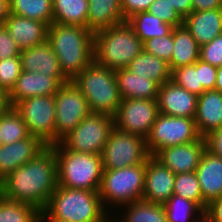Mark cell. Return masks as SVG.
I'll return each instance as SVG.
<instances>
[{"mask_svg":"<svg viewBox=\"0 0 222 222\" xmlns=\"http://www.w3.org/2000/svg\"><path fill=\"white\" fill-rule=\"evenodd\" d=\"M10 13L50 26L53 23L52 0H10Z\"/></svg>","mask_w":222,"mask_h":222,"instance_id":"f546056e","label":"cell"},{"mask_svg":"<svg viewBox=\"0 0 222 222\" xmlns=\"http://www.w3.org/2000/svg\"><path fill=\"white\" fill-rule=\"evenodd\" d=\"M147 11L173 27L183 25V18L173 6L170 5L168 0H155L151 3Z\"/></svg>","mask_w":222,"mask_h":222,"instance_id":"f35d334b","label":"cell"},{"mask_svg":"<svg viewBox=\"0 0 222 222\" xmlns=\"http://www.w3.org/2000/svg\"><path fill=\"white\" fill-rule=\"evenodd\" d=\"M173 194L195 202L203 210V197L196 172L176 174Z\"/></svg>","mask_w":222,"mask_h":222,"instance_id":"e575fe53","label":"cell"},{"mask_svg":"<svg viewBox=\"0 0 222 222\" xmlns=\"http://www.w3.org/2000/svg\"><path fill=\"white\" fill-rule=\"evenodd\" d=\"M92 113L115 116L121 103L115 71L93 61L73 80Z\"/></svg>","mask_w":222,"mask_h":222,"instance_id":"8992f818","label":"cell"},{"mask_svg":"<svg viewBox=\"0 0 222 222\" xmlns=\"http://www.w3.org/2000/svg\"><path fill=\"white\" fill-rule=\"evenodd\" d=\"M123 22L121 0H88L87 28L93 33Z\"/></svg>","mask_w":222,"mask_h":222,"instance_id":"d4e9b609","label":"cell"},{"mask_svg":"<svg viewBox=\"0 0 222 222\" xmlns=\"http://www.w3.org/2000/svg\"><path fill=\"white\" fill-rule=\"evenodd\" d=\"M2 145H3V141H2V139L0 137V146H2Z\"/></svg>","mask_w":222,"mask_h":222,"instance_id":"11a10c76","label":"cell"},{"mask_svg":"<svg viewBox=\"0 0 222 222\" xmlns=\"http://www.w3.org/2000/svg\"><path fill=\"white\" fill-rule=\"evenodd\" d=\"M126 22L143 43L154 37L167 36L174 28L148 11L135 13Z\"/></svg>","mask_w":222,"mask_h":222,"instance_id":"f1b7e54d","label":"cell"},{"mask_svg":"<svg viewBox=\"0 0 222 222\" xmlns=\"http://www.w3.org/2000/svg\"><path fill=\"white\" fill-rule=\"evenodd\" d=\"M198 96L171 80L158 88V112L175 117L194 118Z\"/></svg>","mask_w":222,"mask_h":222,"instance_id":"2e32d148","label":"cell"},{"mask_svg":"<svg viewBox=\"0 0 222 222\" xmlns=\"http://www.w3.org/2000/svg\"><path fill=\"white\" fill-rule=\"evenodd\" d=\"M43 212L62 222H101L107 216L99 191L57 186Z\"/></svg>","mask_w":222,"mask_h":222,"instance_id":"3957f363","label":"cell"},{"mask_svg":"<svg viewBox=\"0 0 222 222\" xmlns=\"http://www.w3.org/2000/svg\"><path fill=\"white\" fill-rule=\"evenodd\" d=\"M3 25L20 50L36 46L48 37V25L37 20L10 14Z\"/></svg>","mask_w":222,"mask_h":222,"instance_id":"7402d4cb","label":"cell"},{"mask_svg":"<svg viewBox=\"0 0 222 222\" xmlns=\"http://www.w3.org/2000/svg\"><path fill=\"white\" fill-rule=\"evenodd\" d=\"M168 2L183 19L193 12L192 0H168Z\"/></svg>","mask_w":222,"mask_h":222,"instance_id":"bcb514c9","label":"cell"},{"mask_svg":"<svg viewBox=\"0 0 222 222\" xmlns=\"http://www.w3.org/2000/svg\"><path fill=\"white\" fill-rule=\"evenodd\" d=\"M154 1L155 0H121L124 19L127 20L135 13L147 11Z\"/></svg>","mask_w":222,"mask_h":222,"instance_id":"7bdbcfd3","label":"cell"},{"mask_svg":"<svg viewBox=\"0 0 222 222\" xmlns=\"http://www.w3.org/2000/svg\"><path fill=\"white\" fill-rule=\"evenodd\" d=\"M215 90L222 93V66L218 67L217 70Z\"/></svg>","mask_w":222,"mask_h":222,"instance_id":"f907efd6","label":"cell"},{"mask_svg":"<svg viewBox=\"0 0 222 222\" xmlns=\"http://www.w3.org/2000/svg\"><path fill=\"white\" fill-rule=\"evenodd\" d=\"M115 76L121 99H157L159 85L148 77L127 68L115 70Z\"/></svg>","mask_w":222,"mask_h":222,"instance_id":"cb8c5ba5","label":"cell"},{"mask_svg":"<svg viewBox=\"0 0 222 222\" xmlns=\"http://www.w3.org/2000/svg\"><path fill=\"white\" fill-rule=\"evenodd\" d=\"M10 108L8 94L0 89V116Z\"/></svg>","mask_w":222,"mask_h":222,"instance_id":"681fc988","label":"cell"},{"mask_svg":"<svg viewBox=\"0 0 222 222\" xmlns=\"http://www.w3.org/2000/svg\"><path fill=\"white\" fill-rule=\"evenodd\" d=\"M173 30L167 36L154 37L143 43L144 51L169 63L173 52Z\"/></svg>","mask_w":222,"mask_h":222,"instance_id":"74e56055","label":"cell"},{"mask_svg":"<svg viewBox=\"0 0 222 222\" xmlns=\"http://www.w3.org/2000/svg\"><path fill=\"white\" fill-rule=\"evenodd\" d=\"M163 206L168 222H191L190 217L197 211L204 215V211L195 202L176 194H173Z\"/></svg>","mask_w":222,"mask_h":222,"instance_id":"836d02e7","label":"cell"},{"mask_svg":"<svg viewBox=\"0 0 222 222\" xmlns=\"http://www.w3.org/2000/svg\"><path fill=\"white\" fill-rule=\"evenodd\" d=\"M56 143L75 129L91 110L86 98L72 80L64 83L54 95Z\"/></svg>","mask_w":222,"mask_h":222,"instance_id":"7c38bea8","label":"cell"},{"mask_svg":"<svg viewBox=\"0 0 222 222\" xmlns=\"http://www.w3.org/2000/svg\"><path fill=\"white\" fill-rule=\"evenodd\" d=\"M193 11H205L222 8V0H192Z\"/></svg>","mask_w":222,"mask_h":222,"instance_id":"7dc6e473","label":"cell"},{"mask_svg":"<svg viewBox=\"0 0 222 222\" xmlns=\"http://www.w3.org/2000/svg\"><path fill=\"white\" fill-rule=\"evenodd\" d=\"M20 51L4 25H0V60L20 56Z\"/></svg>","mask_w":222,"mask_h":222,"instance_id":"60d3db41","label":"cell"},{"mask_svg":"<svg viewBox=\"0 0 222 222\" xmlns=\"http://www.w3.org/2000/svg\"><path fill=\"white\" fill-rule=\"evenodd\" d=\"M20 58L22 70L25 72H42L44 75L54 76L61 84L70 81L62 72L58 58L48 39L36 46L21 50Z\"/></svg>","mask_w":222,"mask_h":222,"instance_id":"e0dca14e","label":"cell"},{"mask_svg":"<svg viewBox=\"0 0 222 222\" xmlns=\"http://www.w3.org/2000/svg\"><path fill=\"white\" fill-rule=\"evenodd\" d=\"M10 0H0V25L10 16Z\"/></svg>","mask_w":222,"mask_h":222,"instance_id":"c3c4849f","label":"cell"},{"mask_svg":"<svg viewBox=\"0 0 222 222\" xmlns=\"http://www.w3.org/2000/svg\"><path fill=\"white\" fill-rule=\"evenodd\" d=\"M14 108L22 116L30 135L38 137L47 146L56 143L54 96L30 97L18 102Z\"/></svg>","mask_w":222,"mask_h":222,"instance_id":"8fae6325","label":"cell"},{"mask_svg":"<svg viewBox=\"0 0 222 222\" xmlns=\"http://www.w3.org/2000/svg\"><path fill=\"white\" fill-rule=\"evenodd\" d=\"M29 136L26 123L14 107L0 116V137L3 144L18 142Z\"/></svg>","mask_w":222,"mask_h":222,"instance_id":"4dcf8cb0","label":"cell"},{"mask_svg":"<svg viewBox=\"0 0 222 222\" xmlns=\"http://www.w3.org/2000/svg\"><path fill=\"white\" fill-rule=\"evenodd\" d=\"M143 50V42L127 22L94 32V61L111 70L127 68Z\"/></svg>","mask_w":222,"mask_h":222,"instance_id":"277c9868","label":"cell"},{"mask_svg":"<svg viewBox=\"0 0 222 222\" xmlns=\"http://www.w3.org/2000/svg\"><path fill=\"white\" fill-rule=\"evenodd\" d=\"M0 196H1V180H0Z\"/></svg>","mask_w":222,"mask_h":222,"instance_id":"9f6ffc18","label":"cell"},{"mask_svg":"<svg viewBox=\"0 0 222 222\" xmlns=\"http://www.w3.org/2000/svg\"><path fill=\"white\" fill-rule=\"evenodd\" d=\"M205 150V137H200L194 142L161 149L153 157L174 174H182L196 171Z\"/></svg>","mask_w":222,"mask_h":222,"instance_id":"5bb4252c","label":"cell"},{"mask_svg":"<svg viewBox=\"0 0 222 222\" xmlns=\"http://www.w3.org/2000/svg\"><path fill=\"white\" fill-rule=\"evenodd\" d=\"M200 137L194 118L159 113L145 139L146 148L149 155L154 156L161 149L194 142Z\"/></svg>","mask_w":222,"mask_h":222,"instance_id":"9c48e42d","label":"cell"},{"mask_svg":"<svg viewBox=\"0 0 222 222\" xmlns=\"http://www.w3.org/2000/svg\"><path fill=\"white\" fill-rule=\"evenodd\" d=\"M170 80L177 86L185 88L197 96L202 94V83L199 77V59L193 65L171 70Z\"/></svg>","mask_w":222,"mask_h":222,"instance_id":"d590c367","label":"cell"},{"mask_svg":"<svg viewBox=\"0 0 222 222\" xmlns=\"http://www.w3.org/2000/svg\"><path fill=\"white\" fill-rule=\"evenodd\" d=\"M173 52L169 61L170 70L193 65L200 59V46L184 26L173 28Z\"/></svg>","mask_w":222,"mask_h":222,"instance_id":"484cf974","label":"cell"},{"mask_svg":"<svg viewBox=\"0 0 222 222\" xmlns=\"http://www.w3.org/2000/svg\"><path fill=\"white\" fill-rule=\"evenodd\" d=\"M47 217V218H46ZM39 221L40 222H62V221H59V220H54V219H51L50 217H48L43 211L40 212V216H39Z\"/></svg>","mask_w":222,"mask_h":222,"instance_id":"816d5d0a","label":"cell"},{"mask_svg":"<svg viewBox=\"0 0 222 222\" xmlns=\"http://www.w3.org/2000/svg\"><path fill=\"white\" fill-rule=\"evenodd\" d=\"M146 161L135 166L120 169H103L99 196L103 207L105 202L126 205L142 200ZM105 201V202H104Z\"/></svg>","mask_w":222,"mask_h":222,"instance_id":"52a82bcc","label":"cell"},{"mask_svg":"<svg viewBox=\"0 0 222 222\" xmlns=\"http://www.w3.org/2000/svg\"><path fill=\"white\" fill-rule=\"evenodd\" d=\"M217 70V67L199 59V77L200 83H202V93L215 89Z\"/></svg>","mask_w":222,"mask_h":222,"instance_id":"b9f144b4","label":"cell"},{"mask_svg":"<svg viewBox=\"0 0 222 222\" xmlns=\"http://www.w3.org/2000/svg\"><path fill=\"white\" fill-rule=\"evenodd\" d=\"M103 169H120L144 163L149 157L146 140L114 127L103 148Z\"/></svg>","mask_w":222,"mask_h":222,"instance_id":"30bf717a","label":"cell"},{"mask_svg":"<svg viewBox=\"0 0 222 222\" xmlns=\"http://www.w3.org/2000/svg\"><path fill=\"white\" fill-rule=\"evenodd\" d=\"M158 114L157 99H122L114 125L120 131L146 139Z\"/></svg>","mask_w":222,"mask_h":222,"instance_id":"4fadbf2b","label":"cell"},{"mask_svg":"<svg viewBox=\"0 0 222 222\" xmlns=\"http://www.w3.org/2000/svg\"><path fill=\"white\" fill-rule=\"evenodd\" d=\"M40 212L34 206L0 196V222H37Z\"/></svg>","mask_w":222,"mask_h":222,"instance_id":"d6a6232c","label":"cell"},{"mask_svg":"<svg viewBox=\"0 0 222 222\" xmlns=\"http://www.w3.org/2000/svg\"><path fill=\"white\" fill-rule=\"evenodd\" d=\"M114 127L113 116L91 112L61 143L71 151L101 155Z\"/></svg>","mask_w":222,"mask_h":222,"instance_id":"ba28073f","label":"cell"},{"mask_svg":"<svg viewBox=\"0 0 222 222\" xmlns=\"http://www.w3.org/2000/svg\"><path fill=\"white\" fill-rule=\"evenodd\" d=\"M57 186L56 155L51 146H46L1 181V195L43 211Z\"/></svg>","mask_w":222,"mask_h":222,"instance_id":"6da1fadb","label":"cell"},{"mask_svg":"<svg viewBox=\"0 0 222 222\" xmlns=\"http://www.w3.org/2000/svg\"><path fill=\"white\" fill-rule=\"evenodd\" d=\"M183 25L200 47L208 44L222 34V8L193 11L183 19Z\"/></svg>","mask_w":222,"mask_h":222,"instance_id":"603a6c76","label":"cell"},{"mask_svg":"<svg viewBox=\"0 0 222 222\" xmlns=\"http://www.w3.org/2000/svg\"><path fill=\"white\" fill-rule=\"evenodd\" d=\"M62 84L54 77L44 73L21 71L14 87L8 93L10 107L35 96H54Z\"/></svg>","mask_w":222,"mask_h":222,"instance_id":"ac0fdd59","label":"cell"},{"mask_svg":"<svg viewBox=\"0 0 222 222\" xmlns=\"http://www.w3.org/2000/svg\"><path fill=\"white\" fill-rule=\"evenodd\" d=\"M200 218L198 219L197 222H211L205 215H201Z\"/></svg>","mask_w":222,"mask_h":222,"instance_id":"f5cc1de1","label":"cell"},{"mask_svg":"<svg viewBox=\"0 0 222 222\" xmlns=\"http://www.w3.org/2000/svg\"><path fill=\"white\" fill-rule=\"evenodd\" d=\"M195 172L202 192L205 212L211 201L222 196V158L206 149Z\"/></svg>","mask_w":222,"mask_h":222,"instance_id":"ffe728a7","label":"cell"},{"mask_svg":"<svg viewBox=\"0 0 222 222\" xmlns=\"http://www.w3.org/2000/svg\"><path fill=\"white\" fill-rule=\"evenodd\" d=\"M21 71L20 56L0 60V89L8 94L14 87Z\"/></svg>","mask_w":222,"mask_h":222,"instance_id":"8d00e7d4","label":"cell"},{"mask_svg":"<svg viewBox=\"0 0 222 222\" xmlns=\"http://www.w3.org/2000/svg\"><path fill=\"white\" fill-rule=\"evenodd\" d=\"M101 222H113V220H110L106 217L105 219H103ZM116 222V221H115Z\"/></svg>","mask_w":222,"mask_h":222,"instance_id":"db71d44e","label":"cell"},{"mask_svg":"<svg viewBox=\"0 0 222 222\" xmlns=\"http://www.w3.org/2000/svg\"><path fill=\"white\" fill-rule=\"evenodd\" d=\"M206 149L222 158V127L212 131L205 137Z\"/></svg>","mask_w":222,"mask_h":222,"instance_id":"ee69618b","label":"cell"},{"mask_svg":"<svg viewBox=\"0 0 222 222\" xmlns=\"http://www.w3.org/2000/svg\"><path fill=\"white\" fill-rule=\"evenodd\" d=\"M47 39L69 80L94 61V33L88 28L52 23L48 26Z\"/></svg>","mask_w":222,"mask_h":222,"instance_id":"7a4b0ae2","label":"cell"},{"mask_svg":"<svg viewBox=\"0 0 222 222\" xmlns=\"http://www.w3.org/2000/svg\"><path fill=\"white\" fill-rule=\"evenodd\" d=\"M53 23L87 28L88 0H52Z\"/></svg>","mask_w":222,"mask_h":222,"instance_id":"83f0119b","label":"cell"},{"mask_svg":"<svg viewBox=\"0 0 222 222\" xmlns=\"http://www.w3.org/2000/svg\"><path fill=\"white\" fill-rule=\"evenodd\" d=\"M46 146L33 135L18 142L0 146V180L2 181L18 167L32 160Z\"/></svg>","mask_w":222,"mask_h":222,"instance_id":"d6986e66","label":"cell"},{"mask_svg":"<svg viewBox=\"0 0 222 222\" xmlns=\"http://www.w3.org/2000/svg\"><path fill=\"white\" fill-rule=\"evenodd\" d=\"M127 205L128 214L126 212L122 222H168L164 206L161 204L147 202L142 199ZM119 222H121V219Z\"/></svg>","mask_w":222,"mask_h":222,"instance_id":"1f68e13d","label":"cell"},{"mask_svg":"<svg viewBox=\"0 0 222 222\" xmlns=\"http://www.w3.org/2000/svg\"><path fill=\"white\" fill-rule=\"evenodd\" d=\"M127 69L137 75L148 77L159 86L170 81L171 77L169 64L144 50L129 63Z\"/></svg>","mask_w":222,"mask_h":222,"instance_id":"4316f807","label":"cell"},{"mask_svg":"<svg viewBox=\"0 0 222 222\" xmlns=\"http://www.w3.org/2000/svg\"><path fill=\"white\" fill-rule=\"evenodd\" d=\"M50 146L56 155L59 186L99 191L103 172L101 155L71 151L61 142Z\"/></svg>","mask_w":222,"mask_h":222,"instance_id":"5b68a950","label":"cell"},{"mask_svg":"<svg viewBox=\"0 0 222 222\" xmlns=\"http://www.w3.org/2000/svg\"><path fill=\"white\" fill-rule=\"evenodd\" d=\"M196 129L201 137L222 127V93L218 90L204 91L197 99L194 117Z\"/></svg>","mask_w":222,"mask_h":222,"instance_id":"44dd1931","label":"cell"},{"mask_svg":"<svg viewBox=\"0 0 222 222\" xmlns=\"http://www.w3.org/2000/svg\"><path fill=\"white\" fill-rule=\"evenodd\" d=\"M204 215L211 222H222V196L207 205Z\"/></svg>","mask_w":222,"mask_h":222,"instance_id":"f6af8a7d","label":"cell"},{"mask_svg":"<svg viewBox=\"0 0 222 222\" xmlns=\"http://www.w3.org/2000/svg\"><path fill=\"white\" fill-rule=\"evenodd\" d=\"M200 59L212 66H222V34L200 47Z\"/></svg>","mask_w":222,"mask_h":222,"instance_id":"ab89813d","label":"cell"},{"mask_svg":"<svg viewBox=\"0 0 222 222\" xmlns=\"http://www.w3.org/2000/svg\"><path fill=\"white\" fill-rule=\"evenodd\" d=\"M176 174L163 166L153 156L146 160L144 191L142 199L164 205L173 195Z\"/></svg>","mask_w":222,"mask_h":222,"instance_id":"9a60e30c","label":"cell"}]
</instances>
